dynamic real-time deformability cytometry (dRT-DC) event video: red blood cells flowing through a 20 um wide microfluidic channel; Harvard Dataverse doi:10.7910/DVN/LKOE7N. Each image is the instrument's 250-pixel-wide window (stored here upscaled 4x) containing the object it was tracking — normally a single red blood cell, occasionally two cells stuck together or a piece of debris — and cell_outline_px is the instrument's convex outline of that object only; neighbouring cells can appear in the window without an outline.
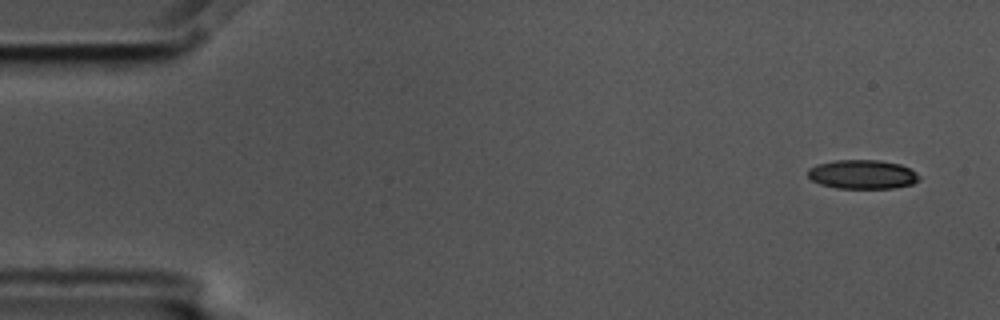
{"species": "common noctule bat (a hibernating species)", "species_latin": "Nyctalus noctula", "temperature_condition": "cold", "stored_images_in_passage": 10, "camera_frame_rate_fps": 3000, "um_per_image_px": 0.085, "animal": {"sex": "male", "body_mass_g": 17.5, "forearm_length_mm": 52.3}, "frame": {"image": 1, "passage_image": 1, "time_ms": 0.0, "image_size_px": [1000, 320], "cell_outline_px": [[920, 176], [912, 184], [892, 188], [836, 188], [820, 184], [812, 180], [808, 176], [808, 168], [816, 164], [836, 160], [880, 160], [900, 164], [916, 172]], "centroid_in_image_um": [73.27, 14.81], "position_along_channel_um": 11.7, "area_um2": 18.79}}
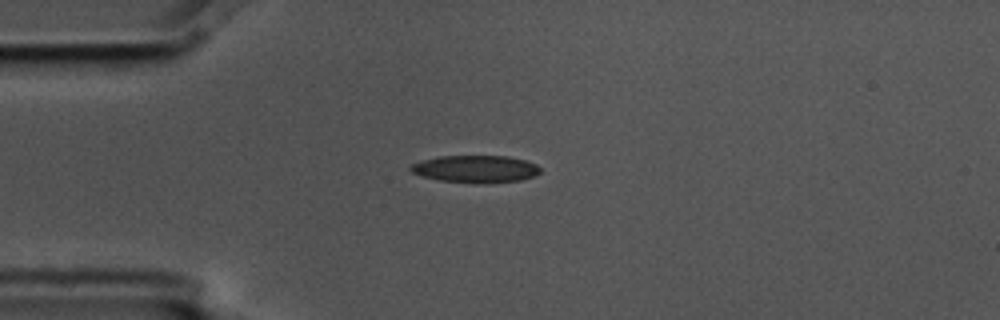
{"frame": {"image": 2, "passage_image": 4, "time_ms": 1.0, "image_size_px": [1000, 320], "cell_outline_px": [[540, 172], [536, 176], [520, 180], [484, 184], [440, 180], [420, 176], [412, 172], [408, 168], [412, 164], [424, 160], [440, 156], [508, 156], [524, 160], [536, 164], [540, 168]], "centroid_in_image_um": [40.44, 14.37], "position_along_channel_um": 44.6, "area_um2": 20.63}}